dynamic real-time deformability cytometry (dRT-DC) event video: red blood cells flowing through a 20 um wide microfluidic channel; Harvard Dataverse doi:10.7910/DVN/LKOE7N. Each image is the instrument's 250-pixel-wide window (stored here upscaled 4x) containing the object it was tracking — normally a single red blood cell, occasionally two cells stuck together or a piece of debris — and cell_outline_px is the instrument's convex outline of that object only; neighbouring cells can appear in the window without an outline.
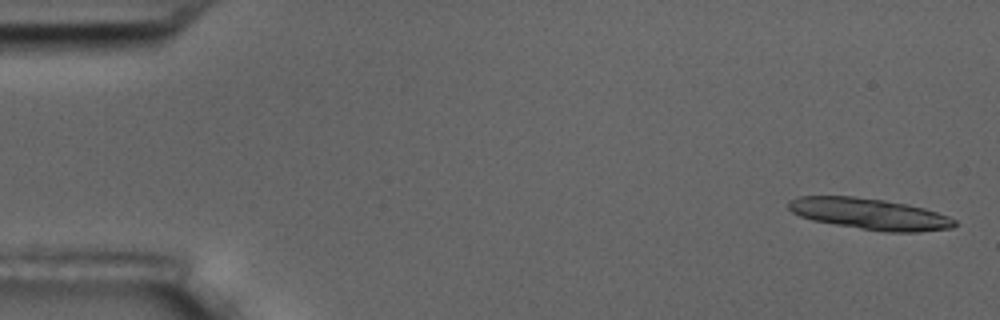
{"species": "common noctule bat (a hibernating species)", "species_latin": "Nyctalus noctula", "temperature_condition": "room temperature", "stored_images_in_passage": 6, "segment_of_instrument_passage": [2, 2], "camera_frame_rate_fps": 3000, "um_per_image_px": 0.085, "animal": {"sex": "male", "body_mass_g": 17.5, "forearm_length_mm": 52.3}, "frame": {"image": 1, "passage_image": 6, "time_ms": 6.0, "image_size_px": [1000, 320], "cell_outline_px": [[956, 224], [952, 228], [920, 232], [884, 232], [812, 220], [800, 216], [792, 212], [788, 208], [788, 200], [796, 196], [852, 196], [884, 200], [908, 204], [924, 208], [948, 216], [956, 220]], "centroid_in_image_um": [73.91, 18.18], "position_along_channel_um": 11.1, "area_um2": 30.23}}